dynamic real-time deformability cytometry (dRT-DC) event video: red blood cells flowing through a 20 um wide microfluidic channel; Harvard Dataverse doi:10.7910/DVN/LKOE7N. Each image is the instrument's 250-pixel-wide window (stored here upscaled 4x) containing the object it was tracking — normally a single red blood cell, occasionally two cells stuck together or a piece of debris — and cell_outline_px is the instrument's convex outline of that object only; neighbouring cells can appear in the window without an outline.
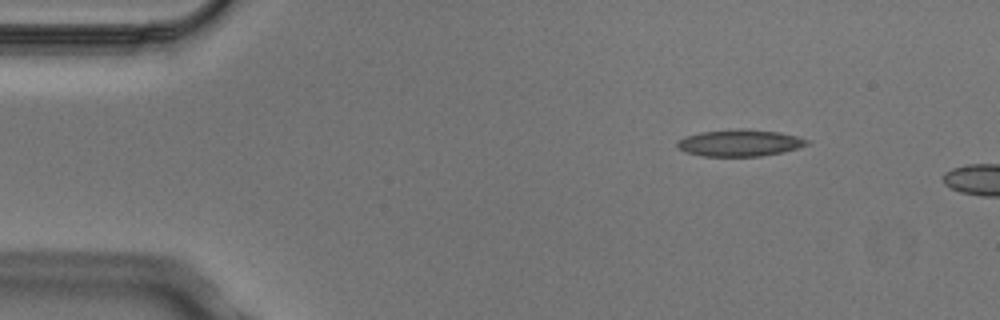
{"species": "Egyptian fruit bat (a non-hibernating species)", "species_latin": "Rousettus aegyptiacus", "temperature_condition": "cold", "stored_images_in_passage": 2, "camera_frame_rate_fps": 3000, "um_per_image_px": 0.085, "animal": {"sex": "male"}, "frame": {"image": 1, "passage_image": 1, "time_ms": 0.0, "image_size_px": [1000, 320], "cell_outline_px": [[808, 144], [800, 148], [784, 152], [760, 156], [700, 156], [684, 152], [676, 144], [676, 140], [684, 136], [700, 132], [740, 128], [744, 128], [780, 132], [796, 136], [808, 140]], "centroid_in_image_um": [62.85, 12.14], "position_along_channel_um": 22.1, "area_um2": 20.46}}